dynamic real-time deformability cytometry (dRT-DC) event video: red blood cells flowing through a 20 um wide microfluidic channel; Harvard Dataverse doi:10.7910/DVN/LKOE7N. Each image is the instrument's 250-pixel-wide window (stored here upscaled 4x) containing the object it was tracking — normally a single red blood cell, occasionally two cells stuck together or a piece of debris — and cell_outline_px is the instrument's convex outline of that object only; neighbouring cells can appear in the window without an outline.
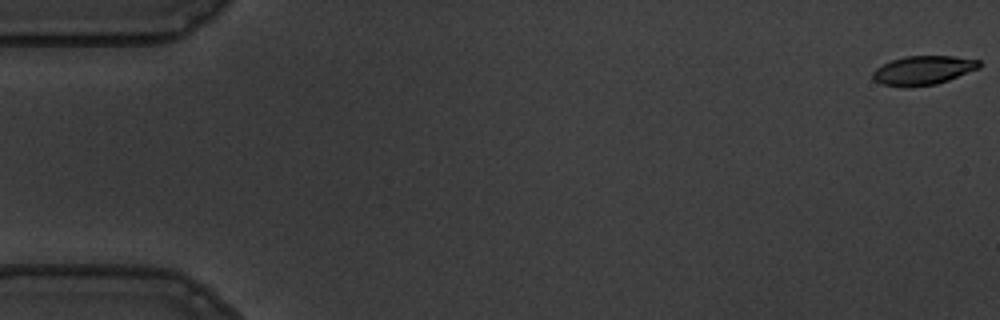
{"species": "common noctule bat (a hibernating species)", "species_latin": "Nyctalus noctula", "temperature_condition": "warm", "stored_images_in_passage": 16, "camera_frame_rate_fps": 3000, "um_per_image_px": 0.085, "animal": {"sex": "male", "body_mass_g": 19.5, "forearm_length_mm": 54.6}, "frame": {"image": 1, "passage_image": 1, "time_ms": 0.0, "image_size_px": [1000, 320], "cell_outline_px": [[980, 68], [948, 80], [936, 84], [880, 84], [872, 80], [872, 72], [876, 68], [892, 60], [904, 56], [952, 56], [980, 60]], "centroid_in_image_um": [78.49, 5.93], "position_along_channel_um": 6.5, "area_um2": 17.34}}
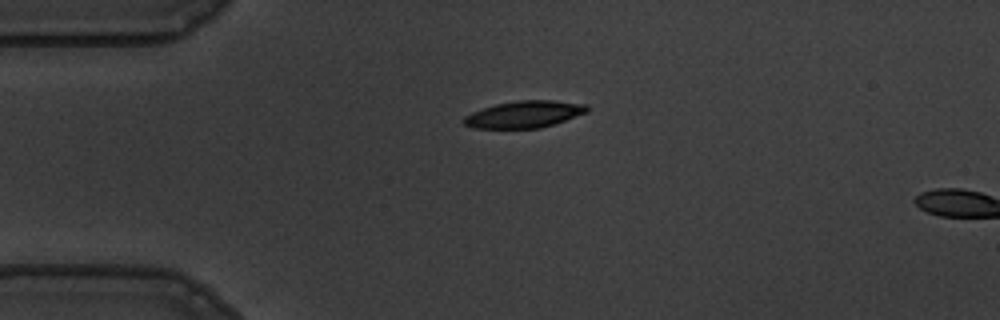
{"frame": {"image": 2, "passage_image": 14, "time_ms": 4.333, "image_size_px": [1000, 320], "cell_outline_px": [[588, 112], [540, 128], [472, 128], [464, 124], [460, 120], [464, 116], [472, 112], [496, 104], [516, 100], [556, 100], [588, 104]], "centroid_in_image_um": [44.55, 9.71], "position_along_channel_um": 40.5, "area_um2": 19.36}}